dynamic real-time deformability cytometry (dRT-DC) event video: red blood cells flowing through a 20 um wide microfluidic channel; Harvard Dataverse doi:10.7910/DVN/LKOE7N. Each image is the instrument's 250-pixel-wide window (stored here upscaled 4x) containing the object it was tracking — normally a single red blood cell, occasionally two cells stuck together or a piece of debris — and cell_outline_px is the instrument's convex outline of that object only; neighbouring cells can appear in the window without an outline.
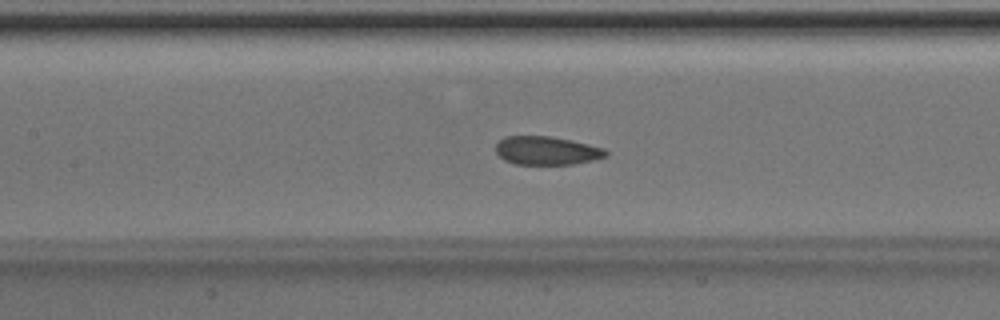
{"species": "Egyptian fruit bat (a non-hibernating species)", "species_latin": "Rousettus aegyptiacus", "temperature_condition": "room temperature", "stored_images_in_passage": 50, "camera_frame_rate_fps": 3000, "um_per_image_px": 0.085, "animal": {"sex": "male"}, "frame": {"image": 1, "passage_image": 22, "time_ms": 7.0, "image_size_px": [1000, 320], "cell_outline_px": [[608, 156], [592, 160], [572, 164], [516, 164], [504, 160], [496, 152], [496, 144], [504, 136], [552, 136], [572, 140], [604, 148], [608, 152]], "centroid_in_image_um": [46.47, 12.79], "position_along_channel_um": 160.9, "area_um2": 18.26}}
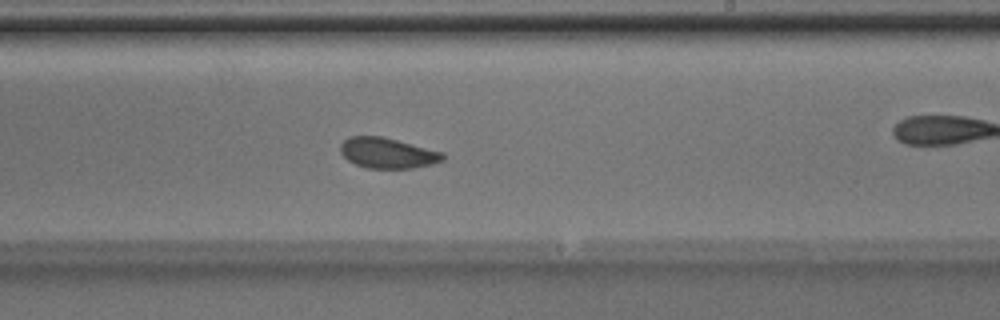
{"frame": {"image": 2, "passage_image": 29, "time_ms": 9.333, "image_size_px": [1000, 320], "cell_outline_px": [[444, 160], [432, 164], [412, 168], [368, 168], [356, 164], [348, 160], [340, 152], [340, 144], [348, 136], [380, 136], [444, 152]], "centroid_in_image_um": [32.93, 13.0], "position_along_channel_um": 256.1, "area_um2": 18.09}}
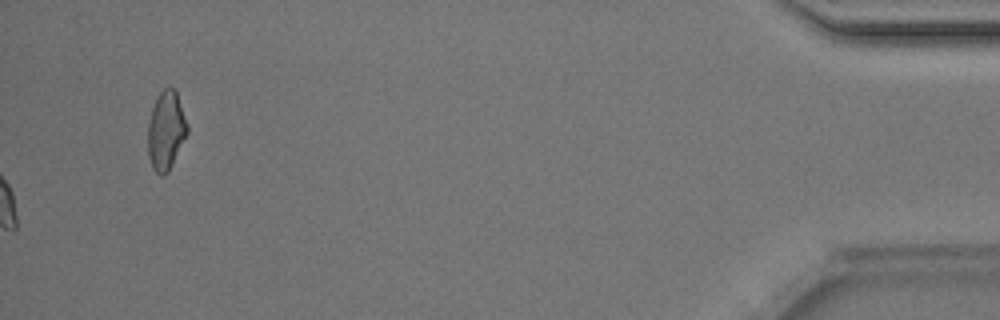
{"frame": {"image": 3, "passage_image": 50, "time_ms": 16.333, "image_size_px": [1000, 320], "cell_outline_px": [[188, 132], [168, 172], [164, 176], [160, 176], [152, 168], [148, 156], [148, 124], [152, 108], [156, 96], [164, 88], [172, 88], [176, 92], [188, 124]], "centroid_in_image_um": [14.1, 11.12], "position_along_channel_um": 421.1, "area_um2": 18.03}, "authors_computed_cell_mechanics": {"area_um2": 18.7272, "velocity_mm_per_s": 4.0951, "shape_relaxation_time_tau1_ms": 8.0901, "shape_relaxation_time_tau2_ms": 0.9588, "deformation_change_tau1": 0.1309, "deformation_change_tau2": 0.0417}}